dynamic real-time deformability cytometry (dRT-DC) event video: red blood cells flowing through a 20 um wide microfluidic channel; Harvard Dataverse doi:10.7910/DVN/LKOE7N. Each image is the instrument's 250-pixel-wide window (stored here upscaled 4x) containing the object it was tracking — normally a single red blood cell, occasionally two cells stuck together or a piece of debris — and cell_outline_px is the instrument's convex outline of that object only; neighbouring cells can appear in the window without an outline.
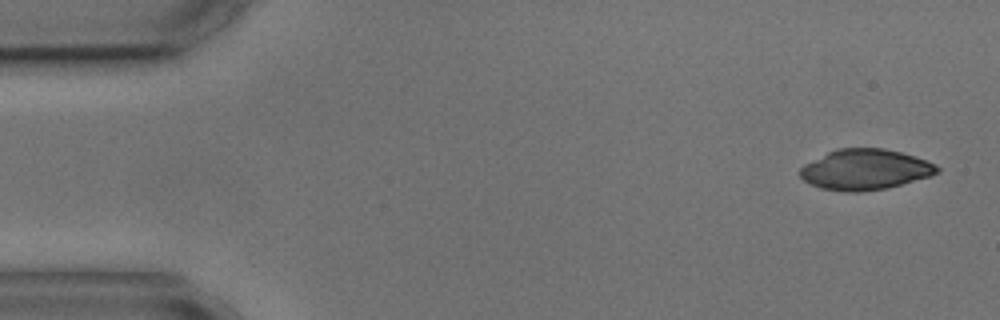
{"species": "common noctule bat (a hibernating species)", "species_latin": "Nyctalus noctula", "temperature_condition": "cold", "stored_images_in_passage": 2, "camera_frame_rate_fps": 3000, "um_per_image_px": 0.085, "animal": {"sex": "male", "body_mass_g": 17.9, "forearm_length_mm": 54.2}, "frame": {"image": 1, "passage_image": 2, "time_ms": 1.333, "image_size_px": [1000, 320], "cell_outline_px": [[940, 172], [932, 176], [884, 188], [860, 192], [844, 192], [820, 188], [804, 180], [800, 176], [800, 168], [804, 164], [836, 148], [884, 148], [900, 152], [928, 160], [936, 164], [940, 168]], "centroid_in_image_um": [73.55, 14.4], "position_along_channel_um": 11.4, "area_um2": 32.43}}